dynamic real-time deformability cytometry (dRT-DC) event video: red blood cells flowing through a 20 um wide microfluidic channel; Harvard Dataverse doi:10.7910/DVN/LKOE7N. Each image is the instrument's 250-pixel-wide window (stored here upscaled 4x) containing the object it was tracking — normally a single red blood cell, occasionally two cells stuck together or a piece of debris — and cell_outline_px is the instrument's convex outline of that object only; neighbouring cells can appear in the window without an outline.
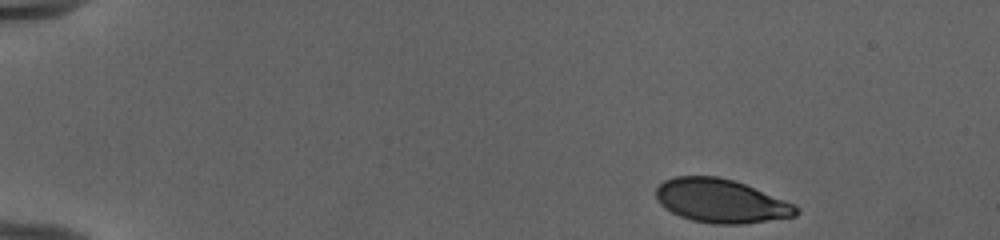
{"species": "human", "species_latin": "Homo sapiens", "temperature_condition": "cold", "stored_images_in_passage": 46, "camera_frame_rate_fps": 3000, "um_per_image_px": 0.085, "donor": {"sex": "female"}, "frame": {"image": 1, "passage_image": 1, "time_ms": 0.0, "image_size_px": [1000, 240], "cell_outline_px": [[800, 212], [796, 216], [744, 224], [712, 224], [692, 220], [680, 216], [664, 208], [660, 204], [656, 196], [656, 188], [664, 180], [676, 176], [716, 176], [732, 180], [744, 184], [784, 200], [800, 208]], "centroid_in_image_um": [61.26, 17.09], "position_along_channel_um": 23.7, "area_um2": 35.49}}
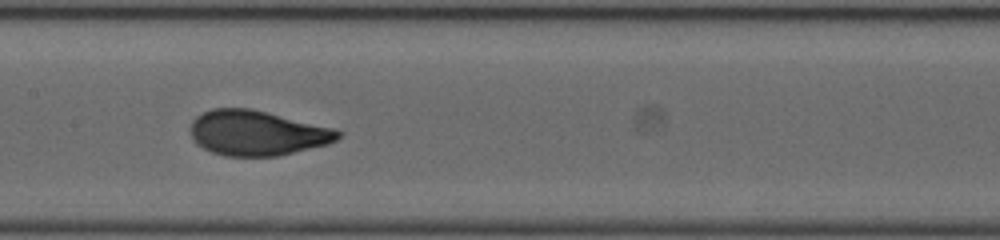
{"frame": {"image": 2, "passage_image": 22, "time_ms": 7.0, "image_size_px": [1000, 240], "cell_outline_px": [[344, 132], [336, 140], [328, 144], [276, 156], [224, 156], [212, 152], [196, 144], [192, 136], [192, 120], [196, 116], [212, 108], [252, 108], [336, 128]], "centroid_in_image_um": [21.88, 11.29], "position_along_channel_um": 185.5, "area_um2": 38.84}}
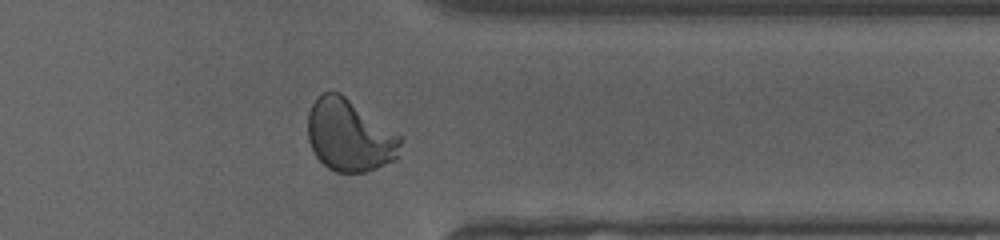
{"frame": {"image": 3, "passage_image": 37, "time_ms": 12.0, "image_size_px": [1000, 240], "cell_outline_px": [[400, 144], [396, 160], [376, 168], [364, 172], [336, 172], [328, 168], [316, 156], [308, 140], [308, 112], [316, 96], [324, 92], [340, 92], [400, 136]], "centroid_in_image_um": [29.67, 11.51], "position_along_channel_um": 381.7, "area_um2": 38.55}, "authors_computed_cell_mechanics": {"area_um2": 38.2347, "velocity_mm_per_s": 3.9789, "shape_relaxation_time_tau1_ms": 4.1684, "shape_relaxation_time_tau2_ms": null, "deformation_change_tau1": 0.1818, "deformation_change_tau2": null}}